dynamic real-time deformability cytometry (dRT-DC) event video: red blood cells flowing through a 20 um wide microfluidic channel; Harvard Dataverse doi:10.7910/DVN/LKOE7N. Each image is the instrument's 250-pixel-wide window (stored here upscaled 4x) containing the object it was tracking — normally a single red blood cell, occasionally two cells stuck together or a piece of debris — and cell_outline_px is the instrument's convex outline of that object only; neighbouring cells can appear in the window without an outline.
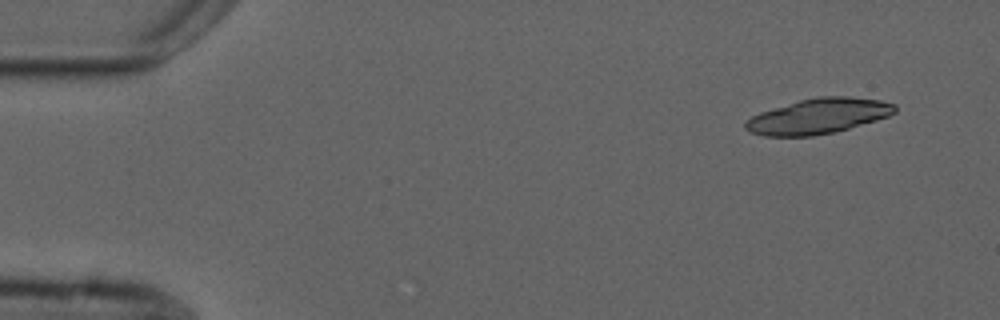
{"species": "common noctule bat (a hibernating species)", "species_latin": "Nyctalus noctula", "temperature_condition": "cold", "stored_images_in_passage": 3, "camera_frame_rate_fps": 3000, "um_per_image_px": 0.085, "animal": {"sex": "male", "forearm_length_mm": 52.5}, "frame": {"image": 1, "passage_image": 1, "time_ms": 0.0, "image_size_px": [1000, 320], "cell_outline_px": [[896, 112], [888, 116], [876, 120], [836, 132], [812, 136], [764, 136], [748, 132], [744, 128], [744, 120], [760, 112], [800, 100], [816, 96], [848, 96], [880, 100], [896, 104]], "centroid_in_image_um": [69.53, 9.87], "position_along_channel_um": 15.5, "area_um2": 30.87}}